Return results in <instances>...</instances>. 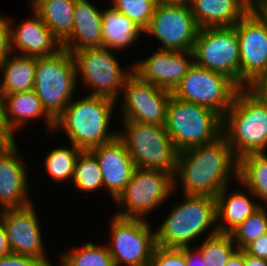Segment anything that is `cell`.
Listing matches in <instances>:
<instances>
[{
    "instance_id": "cell-1",
    "label": "cell",
    "mask_w": 267,
    "mask_h": 266,
    "mask_svg": "<svg viewBox=\"0 0 267 266\" xmlns=\"http://www.w3.org/2000/svg\"><path fill=\"white\" fill-rule=\"evenodd\" d=\"M173 177L174 192L179 183L185 195L216 197L233 177L238 180V159L222 135L212 143L178 152Z\"/></svg>"
},
{
    "instance_id": "cell-2",
    "label": "cell",
    "mask_w": 267,
    "mask_h": 266,
    "mask_svg": "<svg viewBox=\"0 0 267 266\" xmlns=\"http://www.w3.org/2000/svg\"><path fill=\"white\" fill-rule=\"evenodd\" d=\"M222 135L238 160L267 153V100L251 88H241L223 116Z\"/></svg>"
},
{
    "instance_id": "cell-3",
    "label": "cell",
    "mask_w": 267,
    "mask_h": 266,
    "mask_svg": "<svg viewBox=\"0 0 267 266\" xmlns=\"http://www.w3.org/2000/svg\"><path fill=\"white\" fill-rule=\"evenodd\" d=\"M116 103L100 96L85 95L81 99L76 98L55 120L54 130L62 128L70 144L81 150H91L110 142L118 136V131H109Z\"/></svg>"
},
{
    "instance_id": "cell-4",
    "label": "cell",
    "mask_w": 267,
    "mask_h": 266,
    "mask_svg": "<svg viewBox=\"0 0 267 266\" xmlns=\"http://www.w3.org/2000/svg\"><path fill=\"white\" fill-rule=\"evenodd\" d=\"M182 196L181 203L172 206L169 215L155 231L156 243L160 247H191L190 243L206 232L207 237L218 233L216 198L185 194Z\"/></svg>"
},
{
    "instance_id": "cell-5",
    "label": "cell",
    "mask_w": 267,
    "mask_h": 266,
    "mask_svg": "<svg viewBox=\"0 0 267 266\" xmlns=\"http://www.w3.org/2000/svg\"><path fill=\"white\" fill-rule=\"evenodd\" d=\"M222 127L223 117L216 111L171 95L165 129L178 152L214 142Z\"/></svg>"
},
{
    "instance_id": "cell-6",
    "label": "cell",
    "mask_w": 267,
    "mask_h": 266,
    "mask_svg": "<svg viewBox=\"0 0 267 266\" xmlns=\"http://www.w3.org/2000/svg\"><path fill=\"white\" fill-rule=\"evenodd\" d=\"M77 70L73 54L62 48L56 54L36 57L33 90L55 121L76 96Z\"/></svg>"
},
{
    "instance_id": "cell-7",
    "label": "cell",
    "mask_w": 267,
    "mask_h": 266,
    "mask_svg": "<svg viewBox=\"0 0 267 266\" xmlns=\"http://www.w3.org/2000/svg\"><path fill=\"white\" fill-rule=\"evenodd\" d=\"M123 131L118 137L124 142L135 168L162 170L174 175L178 151L165 126L121 121Z\"/></svg>"
},
{
    "instance_id": "cell-8",
    "label": "cell",
    "mask_w": 267,
    "mask_h": 266,
    "mask_svg": "<svg viewBox=\"0 0 267 266\" xmlns=\"http://www.w3.org/2000/svg\"><path fill=\"white\" fill-rule=\"evenodd\" d=\"M116 51L107 47L84 48L74 51L77 70V83L81 76L82 84L91 88V96H100L118 101L126 79L133 73L130 68L120 67ZM121 90V91H120ZM118 99V100H117Z\"/></svg>"
},
{
    "instance_id": "cell-9",
    "label": "cell",
    "mask_w": 267,
    "mask_h": 266,
    "mask_svg": "<svg viewBox=\"0 0 267 266\" xmlns=\"http://www.w3.org/2000/svg\"><path fill=\"white\" fill-rule=\"evenodd\" d=\"M173 178L166 171L135 168L124 191L114 201L120 210L115 216L146 219V214L158 209L174 193Z\"/></svg>"
},
{
    "instance_id": "cell-10",
    "label": "cell",
    "mask_w": 267,
    "mask_h": 266,
    "mask_svg": "<svg viewBox=\"0 0 267 266\" xmlns=\"http://www.w3.org/2000/svg\"><path fill=\"white\" fill-rule=\"evenodd\" d=\"M240 89L230 77L193 63L172 95L182 101L208 107L223 117Z\"/></svg>"
},
{
    "instance_id": "cell-11",
    "label": "cell",
    "mask_w": 267,
    "mask_h": 266,
    "mask_svg": "<svg viewBox=\"0 0 267 266\" xmlns=\"http://www.w3.org/2000/svg\"><path fill=\"white\" fill-rule=\"evenodd\" d=\"M110 226L111 243L106 244L114 266H149L157 246L156 232L150 223L146 219L113 215Z\"/></svg>"
},
{
    "instance_id": "cell-12",
    "label": "cell",
    "mask_w": 267,
    "mask_h": 266,
    "mask_svg": "<svg viewBox=\"0 0 267 266\" xmlns=\"http://www.w3.org/2000/svg\"><path fill=\"white\" fill-rule=\"evenodd\" d=\"M194 63L233 79L240 86V49L236 28H200L193 47Z\"/></svg>"
},
{
    "instance_id": "cell-13",
    "label": "cell",
    "mask_w": 267,
    "mask_h": 266,
    "mask_svg": "<svg viewBox=\"0 0 267 266\" xmlns=\"http://www.w3.org/2000/svg\"><path fill=\"white\" fill-rule=\"evenodd\" d=\"M199 29L188 2H158L143 33L162 42L158 49L192 51Z\"/></svg>"
},
{
    "instance_id": "cell-14",
    "label": "cell",
    "mask_w": 267,
    "mask_h": 266,
    "mask_svg": "<svg viewBox=\"0 0 267 266\" xmlns=\"http://www.w3.org/2000/svg\"><path fill=\"white\" fill-rule=\"evenodd\" d=\"M234 27L240 49V87L251 88L267 71V23L250 9Z\"/></svg>"
},
{
    "instance_id": "cell-15",
    "label": "cell",
    "mask_w": 267,
    "mask_h": 266,
    "mask_svg": "<svg viewBox=\"0 0 267 266\" xmlns=\"http://www.w3.org/2000/svg\"><path fill=\"white\" fill-rule=\"evenodd\" d=\"M172 92L140 79L134 72L126 79L120 97L121 121L165 126ZM122 106V107H121Z\"/></svg>"
},
{
    "instance_id": "cell-16",
    "label": "cell",
    "mask_w": 267,
    "mask_h": 266,
    "mask_svg": "<svg viewBox=\"0 0 267 266\" xmlns=\"http://www.w3.org/2000/svg\"><path fill=\"white\" fill-rule=\"evenodd\" d=\"M31 205L0 211V220L5 226L12 254L44 259L52 265L45 251L41 233V223L36 214V206Z\"/></svg>"
},
{
    "instance_id": "cell-17",
    "label": "cell",
    "mask_w": 267,
    "mask_h": 266,
    "mask_svg": "<svg viewBox=\"0 0 267 266\" xmlns=\"http://www.w3.org/2000/svg\"><path fill=\"white\" fill-rule=\"evenodd\" d=\"M194 63L193 51L158 49L133 63V72L142 80L173 92Z\"/></svg>"
},
{
    "instance_id": "cell-18",
    "label": "cell",
    "mask_w": 267,
    "mask_h": 266,
    "mask_svg": "<svg viewBox=\"0 0 267 266\" xmlns=\"http://www.w3.org/2000/svg\"><path fill=\"white\" fill-rule=\"evenodd\" d=\"M18 150L17 143L0 147V211L33 203L28 195L27 166Z\"/></svg>"
},
{
    "instance_id": "cell-19",
    "label": "cell",
    "mask_w": 267,
    "mask_h": 266,
    "mask_svg": "<svg viewBox=\"0 0 267 266\" xmlns=\"http://www.w3.org/2000/svg\"><path fill=\"white\" fill-rule=\"evenodd\" d=\"M31 17L15 25L8 19L10 25L11 52L29 57H46L56 54L62 49L61 42L32 9ZM16 50V51H15ZM18 50V51H17Z\"/></svg>"
},
{
    "instance_id": "cell-20",
    "label": "cell",
    "mask_w": 267,
    "mask_h": 266,
    "mask_svg": "<svg viewBox=\"0 0 267 266\" xmlns=\"http://www.w3.org/2000/svg\"><path fill=\"white\" fill-rule=\"evenodd\" d=\"M101 170L103 187L115 201L130 181L135 165L124 142L117 136L110 142L90 150Z\"/></svg>"
},
{
    "instance_id": "cell-21",
    "label": "cell",
    "mask_w": 267,
    "mask_h": 266,
    "mask_svg": "<svg viewBox=\"0 0 267 266\" xmlns=\"http://www.w3.org/2000/svg\"><path fill=\"white\" fill-rule=\"evenodd\" d=\"M71 34L61 43L73 53L84 48L102 47V10L89 0H76Z\"/></svg>"
},
{
    "instance_id": "cell-22",
    "label": "cell",
    "mask_w": 267,
    "mask_h": 266,
    "mask_svg": "<svg viewBox=\"0 0 267 266\" xmlns=\"http://www.w3.org/2000/svg\"><path fill=\"white\" fill-rule=\"evenodd\" d=\"M241 185L243 190L246 189L247 194L242 190H234L228 193V186L218 193L216 198V213H217V229L218 233L230 234L238 227L248 216L256 212L262 204L254 201L255 196L248 188H245L238 180L235 181ZM250 194V197L249 195ZM253 199H252V198ZM251 198V199H250ZM224 220V221H223Z\"/></svg>"
},
{
    "instance_id": "cell-23",
    "label": "cell",
    "mask_w": 267,
    "mask_h": 266,
    "mask_svg": "<svg viewBox=\"0 0 267 266\" xmlns=\"http://www.w3.org/2000/svg\"><path fill=\"white\" fill-rule=\"evenodd\" d=\"M199 28L233 27L249 10L243 0H189Z\"/></svg>"
},
{
    "instance_id": "cell-24",
    "label": "cell",
    "mask_w": 267,
    "mask_h": 266,
    "mask_svg": "<svg viewBox=\"0 0 267 266\" xmlns=\"http://www.w3.org/2000/svg\"><path fill=\"white\" fill-rule=\"evenodd\" d=\"M6 111V119L12 131L24 128L31 119L41 117L45 120L48 129L54 132L55 121L44 110L41 100L34 90L3 95Z\"/></svg>"
},
{
    "instance_id": "cell-25",
    "label": "cell",
    "mask_w": 267,
    "mask_h": 266,
    "mask_svg": "<svg viewBox=\"0 0 267 266\" xmlns=\"http://www.w3.org/2000/svg\"><path fill=\"white\" fill-rule=\"evenodd\" d=\"M144 36L143 30L112 6L102 10V47L122 51Z\"/></svg>"
},
{
    "instance_id": "cell-26",
    "label": "cell",
    "mask_w": 267,
    "mask_h": 266,
    "mask_svg": "<svg viewBox=\"0 0 267 266\" xmlns=\"http://www.w3.org/2000/svg\"><path fill=\"white\" fill-rule=\"evenodd\" d=\"M2 95L33 90L36 70V57L11 53L0 63Z\"/></svg>"
},
{
    "instance_id": "cell-27",
    "label": "cell",
    "mask_w": 267,
    "mask_h": 266,
    "mask_svg": "<svg viewBox=\"0 0 267 266\" xmlns=\"http://www.w3.org/2000/svg\"><path fill=\"white\" fill-rule=\"evenodd\" d=\"M76 0H38L32 7L62 43L73 27Z\"/></svg>"
},
{
    "instance_id": "cell-28",
    "label": "cell",
    "mask_w": 267,
    "mask_h": 266,
    "mask_svg": "<svg viewBox=\"0 0 267 266\" xmlns=\"http://www.w3.org/2000/svg\"><path fill=\"white\" fill-rule=\"evenodd\" d=\"M238 181L267 206V154L254 153L238 160Z\"/></svg>"
},
{
    "instance_id": "cell-29",
    "label": "cell",
    "mask_w": 267,
    "mask_h": 266,
    "mask_svg": "<svg viewBox=\"0 0 267 266\" xmlns=\"http://www.w3.org/2000/svg\"><path fill=\"white\" fill-rule=\"evenodd\" d=\"M70 147H55L45 156L44 166L49 177L56 181L55 183H72L77 158L82 151L73 144Z\"/></svg>"
},
{
    "instance_id": "cell-30",
    "label": "cell",
    "mask_w": 267,
    "mask_h": 266,
    "mask_svg": "<svg viewBox=\"0 0 267 266\" xmlns=\"http://www.w3.org/2000/svg\"><path fill=\"white\" fill-rule=\"evenodd\" d=\"M88 241L81 248L74 247L59 256L60 266H114L107 245Z\"/></svg>"
},
{
    "instance_id": "cell-31",
    "label": "cell",
    "mask_w": 267,
    "mask_h": 266,
    "mask_svg": "<svg viewBox=\"0 0 267 266\" xmlns=\"http://www.w3.org/2000/svg\"><path fill=\"white\" fill-rule=\"evenodd\" d=\"M73 185L81 192H95L102 189L103 180L99 163L90 150H82L77 158Z\"/></svg>"
},
{
    "instance_id": "cell-32",
    "label": "cell",
    "mask_w": 267,
    "mask_h": 266,
    "mask_svg": "<svg viewBox=\"0 0 267 266\" xmlns=\"http://www.w3.org/2000/svg\"><path fill=\"white\" fill-rule=\"evenodd\" d=\"M196 249L207 266H225L229 257L237 249L230 234L217 233L211 237H204Z\"/></svg>"
},
{
    "instance_id": "cell-33",
    "label": "cell",
    "mask_w": 267,
    "mask_h": 266,
    "mask_svg": "<svg viewBox=\"0 0 267 266\" xmlns=\"http://www.w3.org/2000/svg\"><path fill=\"white\" fill-rule=\"evenodd\" d=\"M267 233V210L261 206L248 216L230 235L237 249L243 250L249 243Z\"/></svg>"
},
{
    "instance_id": "cell-34",
    "label": "cell",
    "mask_w": 267,
    "mask_h": 266,
    "mask_svg": "<svg viewBox=\"0 0 267 266\" xmlns=\"http://www.w3.org/2000/svg\"><path fill=\"white\" fill-rule=\"evenodd\" d=\"M111 5L143 31L149 26L157 0H111Z\"/></svg>"
},
{
    "instance_id": "cell-35",
    "label": "cell",
    "mask_w": 267,
    "mask_h": 266,
    "mask_svg": "<svg viewBox=\"0 0 267 266\" xmlns=\"http://www.w3.org/2000/svg\"><path fill=\"white\" fill-rule=\"evenodd\" d=\"M149 266H187L186 247L165 248L157 245Z\"/></svg>"
},
{
    "instance_id": "cell-36",
    "label": "cell",
    "mask_w": 267,
    "mask_h": 266,
    "mask_svg": "<svg viewBox=\"0 0 267 266\" xmlns=\"http://www.w3.org/2000/svg\"><path fill=\"white\" fill-rule=\"evenodd\" d=\"M0 266H53L49 265L44 259L31 256L9 254L0 257Z\"/></svg>"
},
{
    "instance_id": "cell-37",
    "label": "cell",
    "mask_w": 267,
    "mask_h": 266,
    "mask_svg": "<svg viewBox=\"0 0 267 266\" xmlns=\"http://www.w3.org/2000/svg\"><path fill=\"white\" fill-rule=\"evenodd\" d=\"M7 18L9 17H5L4 15L0 14V63L12 53L10 25Z\"/></svg>"
},
{
    "instance_id": "cell-38",
    "label": "cell",
    "mask_w": 267,
    "mask_h": 266,
    "mask_svg": "<svg viewBox=\"0 0 267 266\" xmlns=\"http://www.w3.org/2000/svg\"><path fill=\"white\" fill-rule=\"evenodd\" d=\"M14 135L15 134L8 125L6 119L4 97L0 93V142L3 145H11L16 143Z\"/></svg>"
},
{
    "instance_id": "cell-39",
    "label": "cell",
    "mask_w": 267,
    "mask_h": 266,
    "mask_svg": "<svg viewBox=\"0 0 267 266\" xmlns=\"http://www.w3.org/2000/svg\"><path fill=\"white\" fill-rule=\"evenodd\" d=\"M243 251L249 255L267 260V233L249 243Z\"/></svg>"
},
{
    "instance_id": "cell-40",
    "label": "cell",
    "mask_w": 267,
    "mask_h": 266,
    "mask_svg": "<svg viewBox=\"0 0 267 266\" xmlns=\"http://www.w3.org/2000/svg\"><path fill=\"white\" fill-rule=\"evenodd\" d=\"M186 247L187 266H207L201 256V253L194 247ZM192 249V250H191Z\"/></svg>"
},
{
    "instance_id": "cell-41",
    "label": "cell",
    "mask_w": 267,
    "mask_h": 266,
    "mask_svg": "<svg viewBox=\"0 0 267 266\" xmlns=\"http://www.w3.org/2000/svg\"><path fill=\"white\" fill-rule=\"evenodd\" d=\"M11 254V249L8 242L7 232L4 224L0 220V257Z\"/></svg>"
},
{
    "instance_id": "cell-42",
    "label": "cell",
    "mask_w": 267,
    "mask_h": 266,
    "mask_svg": "<svg viewBox=\"0 0 267 266\" xmlns=\"http://www.w3.org/2000/svg\"><path fill=\"white\" fill-rule=\"evenodd\" d=\"M251 89L267 100V71L255 82Z\"/></svg>"
},
{
    "instance_id": "cell-43",
    "label": "cell",
    "mask_w": 267,
    "mask_h": 266,
    "mask_svg": "<svg viewBox=\"0 0 267 266\" xmlns=\"http://www.w3.org/2000/svg\"><path fill=\"white\" fill-rule=\"evenodd\" d=\"M225 266H245L244 251L241 249H236L229 257Z\"/></svg>"
},
{
    "instance_id": "cell-44",
    "label": "cell",
    "mask_w": 267,
    "mask_h": 266,
    "mask_svg": "<svg viewBox=\"0 0 267 266\" xmlns=\"http://www.w3.org/2000/svg\"><path fill=\"white\" fill-rule=\"evenodd\" d=\"M245 266H267V260L249 255L244 252Z\"/></svg>"
},
{
    "instance_id": "cell-45",
    "label": "cell",
    "mask_w": 267,
    "mask_h": 266,
    "mask_svg": "<svg viewBox=\"0 0 267 266\" xmlns=\"http://www.w3.org/2000/svg\"><path fill=\"white\" fill-rule=\"evenodd\" d=\"M254 9L267 23V0H262Z\"/></svg>"
},
{
    "instance_id": "cell-46",
    "label": "cell",
    "mask_w": 267,
    "mask_h": 266,
    "mask_svg": "<svg viewBox=\"0 0 267 266\" xmlns=\"http://www.w3.org/2000/svg\"><path fill=\"white\" fill-rule=\"evenodd\" d=\"M250 9H254L262 0H243Z\"/></svg>"
},
{
    "instance_id": "cell-47",
    "label": "cell",
    "mask_w": 267,
    "mask_h": 266,
    "mask_svg": "<svg viewBox=\"0 0 267 266\" xmlns=\"http://www.w3.org/2000/svg\"><path fill=\"white\" fill-rule=\"evenodd\" d=\"M158 2H189V0H157Z\"/></svg>"
},
{
    "instance_id": "cell-48",
    "label": "cell",
    "mask_w": 267,
    "mask_h": 266,
    "mask_svg": "<svg viewBox=\"0 0 267 266\" xmlns=\"http://www.w3.org/2000/svg\"><path fill=\"white\" fill-rule=\"evenodd\" d=\"M30 1V6L32 7L38 0H29Z\"/></svg>"
}]
</instances>
